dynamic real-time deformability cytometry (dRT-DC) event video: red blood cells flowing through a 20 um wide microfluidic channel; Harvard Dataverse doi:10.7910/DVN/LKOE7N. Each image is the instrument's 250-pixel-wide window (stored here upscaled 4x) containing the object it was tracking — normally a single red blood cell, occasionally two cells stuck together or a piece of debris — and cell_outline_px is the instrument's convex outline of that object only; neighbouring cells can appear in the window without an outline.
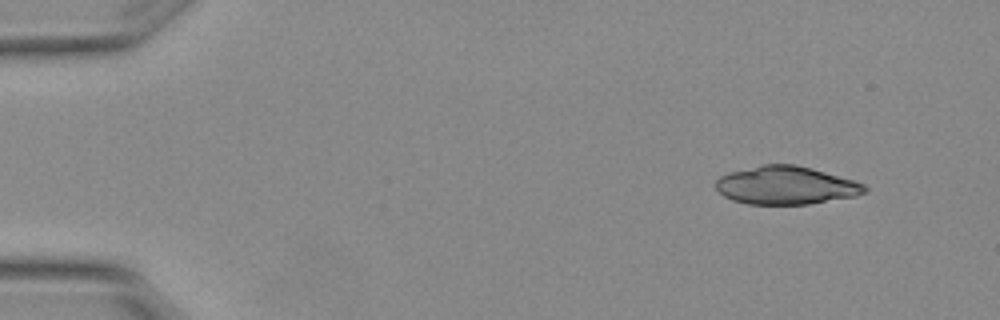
{"species": "Egyptian fruit bat (a non-hibernating species)", "species_latin": "Rousettus aegyptiacus", "temperature_condition": "warm", "stored_images_in_passage": 3, "camera_frame_rate_fps": 3000, "um_per_image_px": 0.085, "animal": {"sex": "female"}, "frame": {"image": 1, "passage_image": 1, "time_ms": 0.0, "image_size_px": [1000, 320], "cell_outline_px": [[868, 192], [856, 196], [808, 204], [748, 204], [732, 200], [724, 196], [716, 188], [716, 180], [720, 176], [728, 172], [764, 164], [796, 164], [812, 168], [852, 180], [864, 184], [868, 188]], "centroid_in_image_um": [66.81, 15.75], "position_along_channel_um": 18.2, "area_um2": 33.06}}